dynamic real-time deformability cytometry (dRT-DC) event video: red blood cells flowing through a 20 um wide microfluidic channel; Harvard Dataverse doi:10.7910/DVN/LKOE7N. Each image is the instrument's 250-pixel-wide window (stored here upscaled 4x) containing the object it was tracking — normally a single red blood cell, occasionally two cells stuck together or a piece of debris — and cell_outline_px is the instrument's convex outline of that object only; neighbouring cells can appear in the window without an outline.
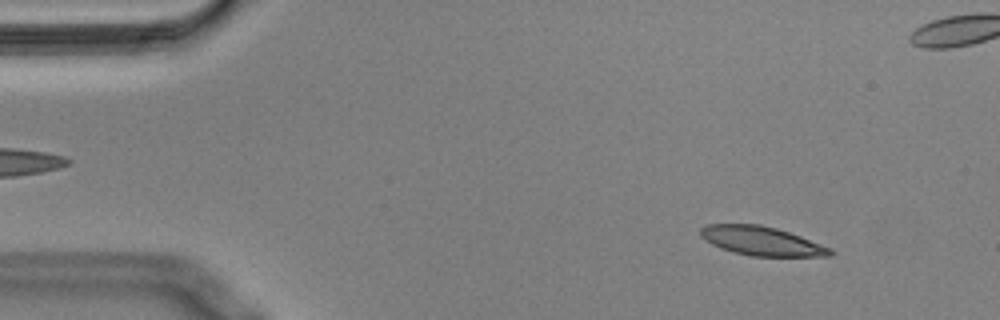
{"species": "Egyptian fruit bat (a non-hibernating species)", "species_latin": "Rousettus aegyptiacus", "temperature_condition": "cold", "stored_images_in_passage": 57, "camera_frame_rate_fps": 3000, "um_per_image_px": 0.085, "animal": {"sex": "male"}, "frame": {"image": 1, "passage_image": 6, "time_ms": 1.667, "image_size_px": [1000, 320], "cell_outline_px": [[836, 252], [832, 256], [752, 256], [732, 252], [720, 248], [712, 244], [700, 236], [700, 228], [708, 224], [760, 224], [776, 228], [800, 236], [828, 248]], "centroid_in_image_um": [64.7, 20.48], "position_along_channel_um": 20.3, "area_um2": 21.73}}
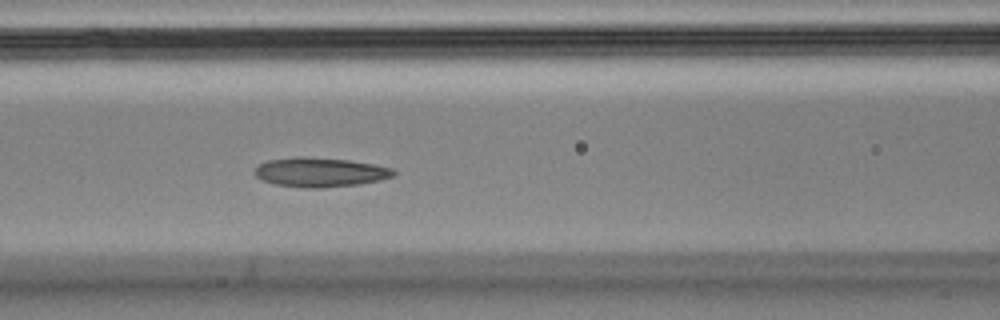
{"frame": {"image": 2, "passage_image": 23, "time_ms": 7.333, "image_size_px": [1000, 320], "cell_outline_px": [[396, 172], [392, 176], [380, 180], [356, 184], [320, 188], [308, 188], [276, 184], [264, 180], [256, 176], [256, 168], [260, 164], [268, 160], [296, 156], [300, 156], [348, 160], [372, 164], [392, 168]], "centroid_in_image_um": [27.21, 14.63], "position_along_channel_um": 139.4, "area_um2": 23.35}}
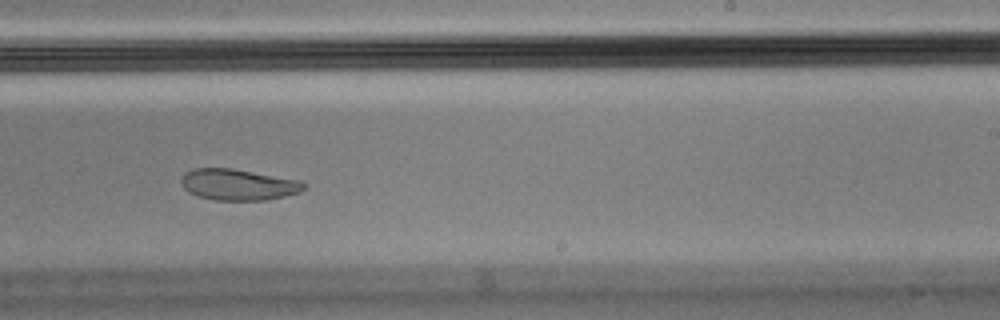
{"frame": {"image": 3, "passage_image": 34, "time_ms": 11.0, "image_size_px": [1000, 320], "cell_outline_px": [[308, 184], [300, 192], [268, 200], [212, 200], [188, 192], [184, 188], [180, 180], [184, 172], [192, 168], [232, 168], [300, 180]], "centroid_in_image_um": [20.24, 15.68], "position_along_channel_um": 268.8, "area_um2": 22.43}, "authors_computed_cell_mechanics": {"area_um2": 23.409, "velocity_mm_per_s": 3.5376, "shape_relaxation_time_tau1_ms": null, "shape_relaxation_time_tau2_ms": 2.9129, "deformation_change_tau1": null, "deformation_change_tau2": 0.0672}}